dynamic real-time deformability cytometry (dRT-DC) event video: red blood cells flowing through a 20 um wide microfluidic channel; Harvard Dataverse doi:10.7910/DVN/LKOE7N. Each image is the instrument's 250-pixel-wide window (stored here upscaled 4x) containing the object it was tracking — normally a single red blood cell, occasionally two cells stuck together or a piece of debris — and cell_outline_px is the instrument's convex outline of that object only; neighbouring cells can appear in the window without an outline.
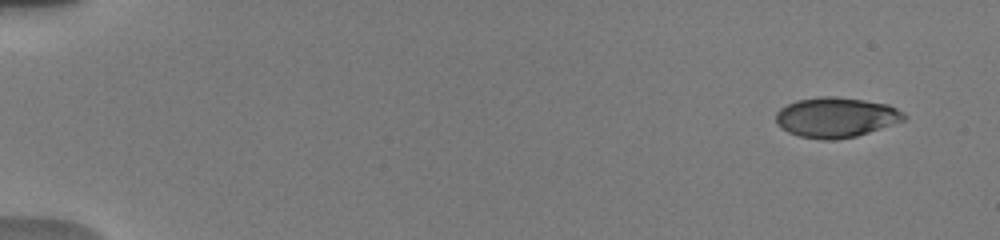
{"species": "human", "species_latin": "Homo sapiens", "temperature_condition": "warm", "stored_images_in_passage": 9, "camera_frame_rate_fps": 3000, "um_per_image_px": 0.085, "donor": {"sex": "male"}, "frame": {"image": 1, "passage_image": 2, "time_ms": 1.0, "image_size_px": [1000, 240], "cell_outline_px": [[908, 116], [904, 120], [856, 136], [836, 140], [824, 140], [800, 136], [788, 132], [776, 124], [776, 112], [780, 108], [796, 100], [820, 96], [836, 96], [864, 100], [888, 104], [904, 112]], "centroid_in_image_um": [71.05, 9.96], "position_along_channel_um": 14.0, "area_um2": 29.94}}
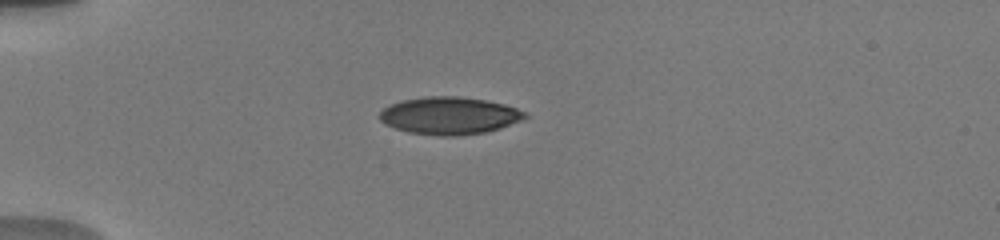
{"frame": {"image": 2, "passage_image": 7, "time_ms": 5.0, "image_size_px": [1000, 240], "cell_outline_px": [[528, 116], [524, 120], [500, 128], [484, 132], [456, 136], [440, 136], [408, 132], [384, 124], [380, 120], [380, 112], [384, 108], [400, 100], [424, 96], [460, 96], [484, 100], [504, 104], [516, 108], [524, 112]], "centroid_in_image_um": [38.2, 9.83], "position_along_channel_um": 46.8, "area_um2": 31.73}}
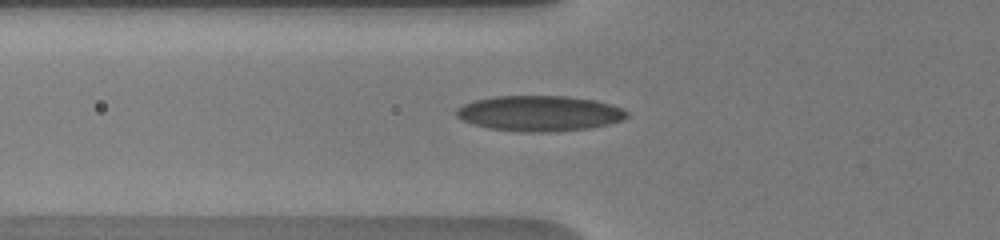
{"frame": {"image": 3, "passage_image": 9, "time_ms": 6.667, "image_size_px": [1000, 240], "cell_outline_px": [[628, 116], [624, 120], [608, 124], [588, 128], [544, 132], [528, 132], [492, 128], [476, 124], [464, 120], [456, 116], [456, 108], [472, 100], [492, 96], [568, 96], [596, 100], [612, 104], [624, 108], [628, 112]], "centroid_in_image_um": [45.9, 9.61], "position_along_channel_um": 79.9, "area_um2": 35.2}}